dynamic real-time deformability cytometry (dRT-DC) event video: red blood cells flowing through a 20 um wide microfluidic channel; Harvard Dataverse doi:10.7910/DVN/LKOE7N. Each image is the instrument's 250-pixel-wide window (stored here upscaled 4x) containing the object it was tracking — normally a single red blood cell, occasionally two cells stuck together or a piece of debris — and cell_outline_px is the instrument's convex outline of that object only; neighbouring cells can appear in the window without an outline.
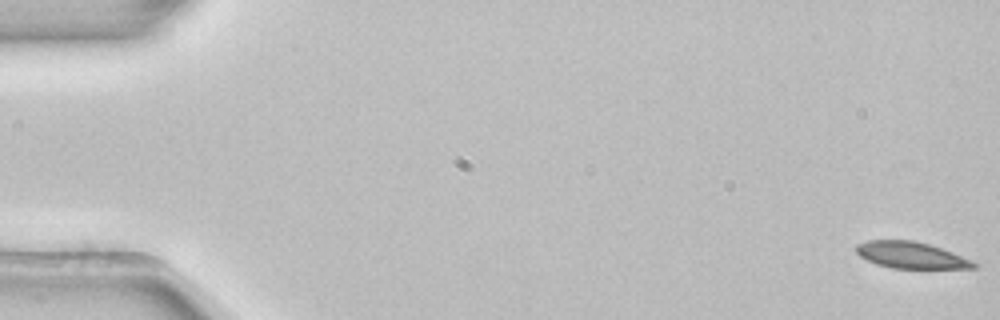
{"species": "common noctule bat (a hibernating species)", "species_latin": "Nyctalus noctula", "temperature_condition": "room temperature", "stored_images_in_passage": 53, "camera_frame_rate_fps": 3000, "um_per_image_px": 0.085, "animal": {"sex": "female", "body_mass_g": 22.7, "forearm_length_mm": 54.2}, "frame": {"image": 1, "passage_image": 1, "time_ms": 0.0, "image_size_px": [1000, 320], "cell_outline_px": [[980, 264], [976, 268], [892, 268], [876, 264], [860, 256], [856, 252], [856, 244], [868, 240], [912, 240], [928, 244], [952, 252], [972, 260]], "centroid_in_image_um": [77.44, 21.69], "position_along_channel_um": 7.6, "area_um2": 18.09}}
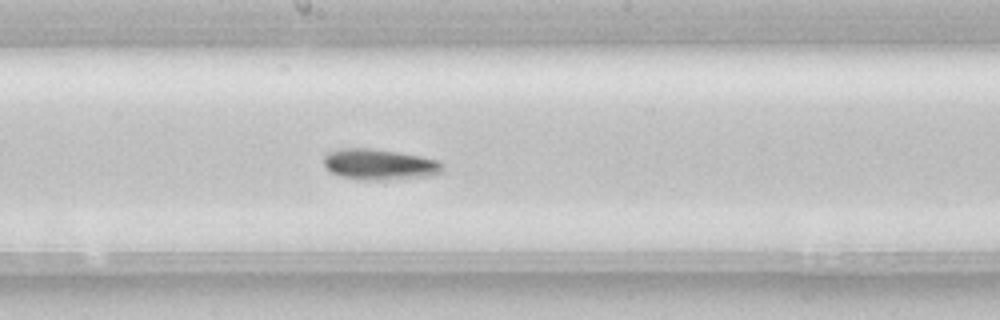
{"frame": {"image": 2, "passage_image": 29, "time_ms": 9.333, "image_size_px": [1000, 320], "cell_outline_px": [[444, 168], [440, 172], [432, 176], [380, 180], [356, 180], [340, 176], [332, 172], [324, 164], [324, 156], [328, 152], [340, 148], [372, 148], [420, 156], [440, 160], [444, 164]], "centroid_in_image_um": [32.27, 13.98], "position_along_channel_um": 215.9, "area_um2": 21.5}}
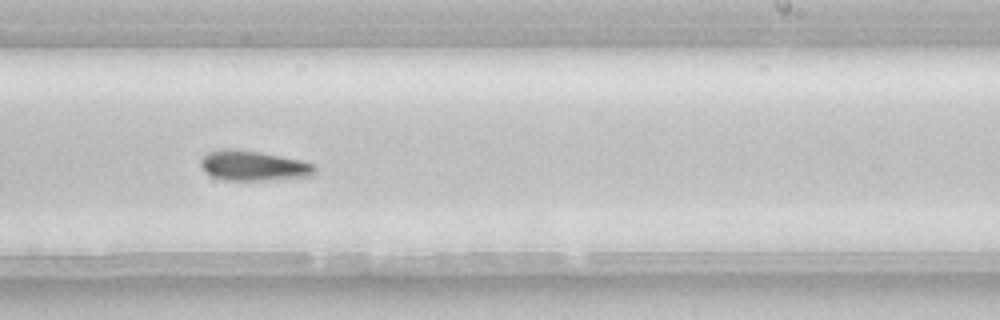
{"frame": {"image": 3, "passage_image": 33, "time_ms": 10.667, "image_size_px": [1000, 320], "cell_outline_px": [[316, 172], [312, 176], [268, 180], [224, 180], [212, 176], [204, 172], [200, 164], [200, 156], [208, 152], [220, 148], [236, 148], [260, 152], [300, 160], [316, 164]], "centroid_in_image_um": [21.51, 14.07], "position_along_channel_um": 267.5, "area_um2": 20.35}}